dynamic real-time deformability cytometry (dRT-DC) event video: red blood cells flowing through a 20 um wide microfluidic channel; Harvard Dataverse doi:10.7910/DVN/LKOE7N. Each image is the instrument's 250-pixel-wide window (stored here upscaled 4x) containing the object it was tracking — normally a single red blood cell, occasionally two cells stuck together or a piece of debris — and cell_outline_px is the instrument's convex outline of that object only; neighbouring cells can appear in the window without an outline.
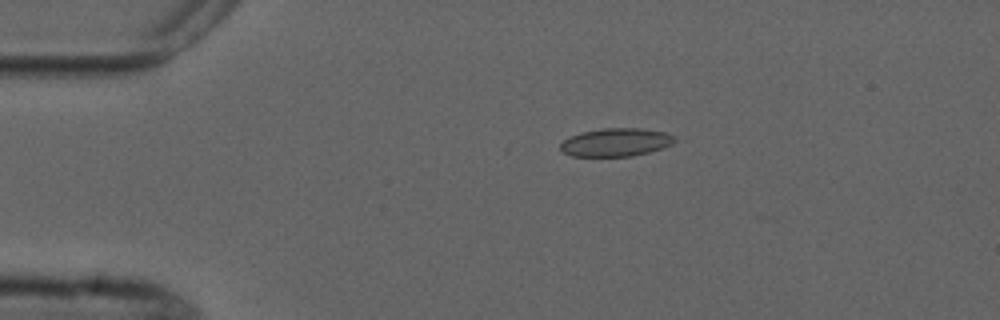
{"species": "common noctule bat (a hibernating species)", "species_latin": "Nyctalus noctula", "temperature_condition": "cold", "stored_images_in_passage": 5, "camera_frame_rate_fps": 3000, "um_per_image_px": 0.085, "animal": {"sex": "male", "forearm_length_mm": 52.5}, "frame": {"image": 1, "passage_image": 2, "time_ms": 1.333, "image_size_px": [1000, 320], "cell_outline_px": [[676, 140], [672, 144], [648, 152], [632, 156], [572, 156], [564, 152], [560, 148], [560, 144], [564, 140], [580, 132], [600, 128], [640, 128], [664, 132], [676, 136]], "centroid_in_image_um": [52.35, 12.08], "position_along_channel_um": 32.6, "area_um2": 18.67}}
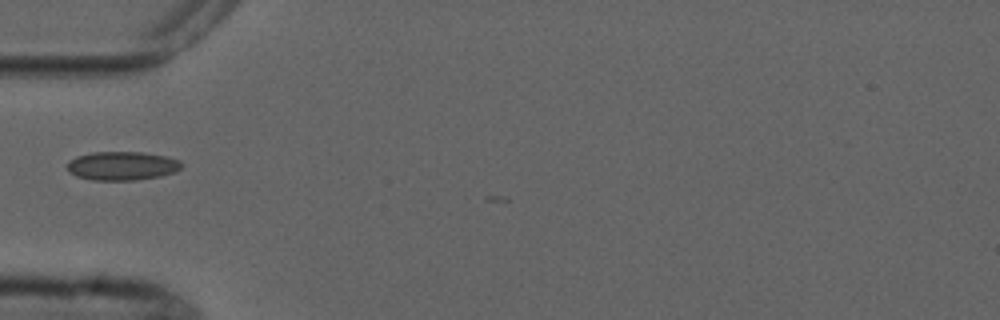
{"frame": {"image": 2, "passage_image": 4, "time_ms": 3.667, "image_size_px": [1000, 320], "cell_outline_px": [[184, 164], [176, 172], [160, 176], [136, 180], [92, 180], [76, 176], [68, 172], [68, 160], [76, 156], [92, 152], [140, 152], [164, 156], [180, 160]], "centroid_in_image_um": [10.37, 14.1], "position_along_channel_um": 74.6, "area_um2": 19.25}}